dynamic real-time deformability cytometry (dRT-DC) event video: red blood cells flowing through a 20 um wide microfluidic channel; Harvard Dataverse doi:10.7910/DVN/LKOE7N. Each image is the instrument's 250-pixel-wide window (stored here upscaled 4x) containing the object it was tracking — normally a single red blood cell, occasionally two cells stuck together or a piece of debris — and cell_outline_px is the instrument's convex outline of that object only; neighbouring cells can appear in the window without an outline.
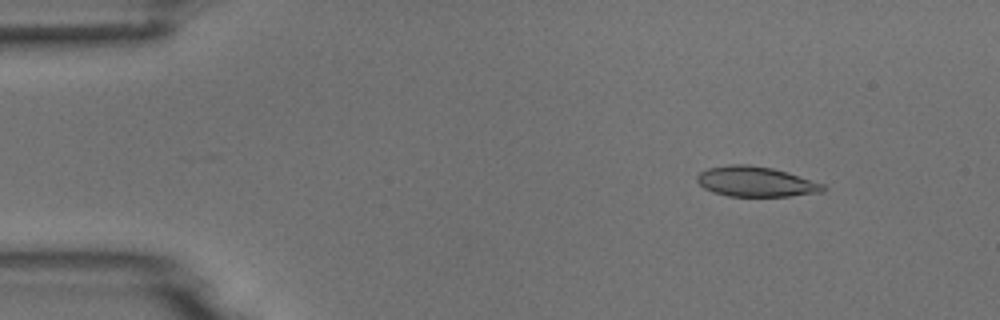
{"species": "common noctule bat (a hibernating species)", "species_latin": "Nyctalus noctula", "temperature_condition": "room temperature", "stored_images_in_passage": 4, "camera_frame_rate_fps": 3000, "um_per_image_px": 0.085, "animal": {"sex": "male", "body_mass_g": 18.8}, "frame": {"image": 1, "passage_image": 1, "time_ms": 0.0, "image_size_px": [1000, 320], "cell_outline_px": [[828, 188], [824, 192], [788, 196], [728, 196], [712, 192], [704, 188], [696, 180], [696, 176], [700, 172], [708, 168], [728, 164], [748, 164], [772, 168], [824, 184]], "centroid_in_image_um": [64.23, 15.44], "position_along_channel_um": 20.8, "area_um2": 22.14}}
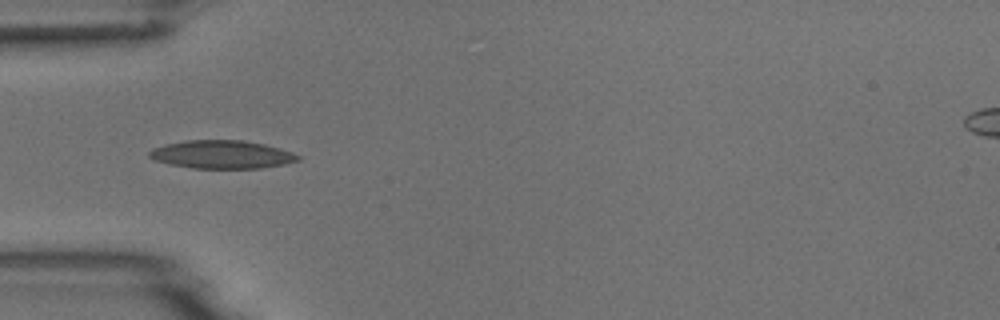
{"frame": {"image": 2, "passage_image": 3, "time_ms": 3.333, "image_size_px": [1000, 320], "cell_outline_px": [[300, 160], [284, 164], [260, 168], [192, 168], [168, 164], [152, 160], [148, 156], [148, 152], [152, 148], [168, 144], [188, 140], [244, 140], [264, 144], [280, 148], [292, 152], [300, 156]], "centroid_in_image_um": [18.84, 13.13], "position_along_channel_um": 66.2, "area_um2": 24.45}}